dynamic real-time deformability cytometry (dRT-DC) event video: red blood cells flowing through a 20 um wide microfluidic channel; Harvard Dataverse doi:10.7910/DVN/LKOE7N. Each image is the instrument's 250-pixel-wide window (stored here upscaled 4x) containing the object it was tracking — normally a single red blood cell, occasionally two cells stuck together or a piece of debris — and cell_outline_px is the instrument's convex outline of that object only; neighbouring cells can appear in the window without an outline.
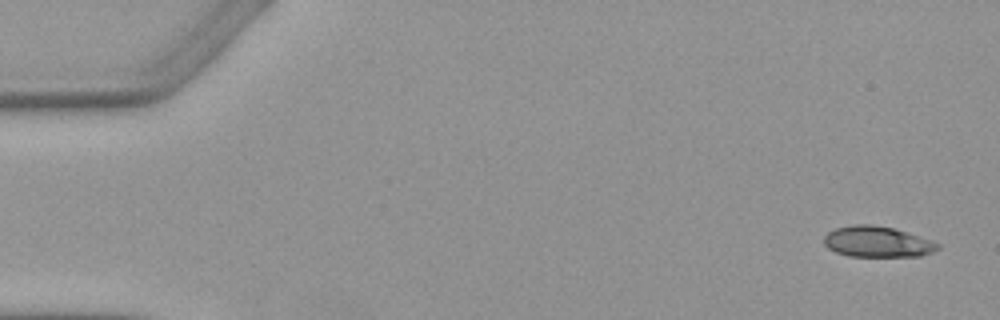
{"species": "Egyptian fruit bat (a non-hibernating species)", "species_latin": "Rousettus aegyptiacus", "temperature_condition": "warm", "stored_images_in_passage": 5, "segment_of_instrument_passage": [2, 2], "camera_frame_rate_fps": 3000, "um_per_image_px": 0.085, "animal": {"sex": "female"}, "frame": {"image": 1, "passage_image": 5, "time_ms": 5.667, "image_size_px": [1000, 320], "cell_outline_px": [[940, 248], [932, 252], [920, 256], [848, 256], [836, 252], [828, 248], [824, 244], [824, 236], [828, 232], [836, 228], [852, 224], [872, 224], [892, 228], [908, 232], [932, 240], [940, 244]], "centroid_in_image_um": [74.58, 20.54], "position_along_channel_um": 10.4, "area_um2": 20.52}}